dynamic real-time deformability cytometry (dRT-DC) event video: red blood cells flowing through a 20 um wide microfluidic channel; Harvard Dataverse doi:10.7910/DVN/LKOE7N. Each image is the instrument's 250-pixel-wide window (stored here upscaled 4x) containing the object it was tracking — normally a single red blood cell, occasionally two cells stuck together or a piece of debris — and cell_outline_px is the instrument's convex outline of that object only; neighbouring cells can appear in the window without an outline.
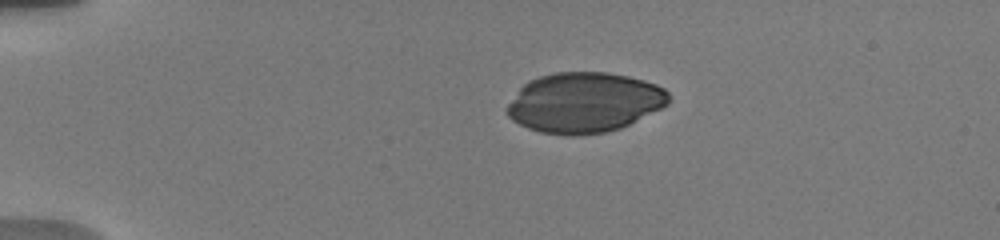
{"species": "human", "species_latin": "Homo sapiens", "temperature_condition": "warm", "stored_images_in_passage": 22, "camera_frame_rate_fps": 3000, "um_per_image_px": 0.085, "donor": {"sex": "male"}, "frame": {"image": 1, "passage_image": 1, "time_ms": 0.0, "image_size_px": [1000, 240], "cell_outline_px": [[668, 104], [620, 128], [608, 132], [576, 136], [568, 136], [540, 132], [528, 128], [512, 120], [508, 116], [504, 108], [520, 88], [528, 80], [540, 76], [556, 72], [608, 72], [628, 76], [644, 80], [656, 84], [664, 88], [668, 92]], "centroid_in_image_um": [49.63, 8.72], "position_along_channel_um": 35.4, "area_um2": 56.76}}